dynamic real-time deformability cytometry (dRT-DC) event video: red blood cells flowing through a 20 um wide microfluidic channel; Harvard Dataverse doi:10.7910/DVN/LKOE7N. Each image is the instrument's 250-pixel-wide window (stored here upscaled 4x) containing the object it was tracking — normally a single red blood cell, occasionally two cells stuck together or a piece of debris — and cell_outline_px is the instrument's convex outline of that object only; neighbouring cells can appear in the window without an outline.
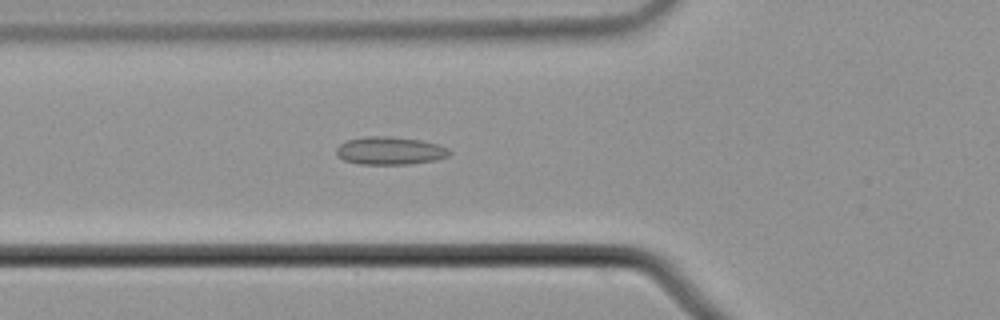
{"species": "common noctule bat (a hibernating species)", "species_latin": "Nyctalus noctula", "temperature_condition": "cold", "stored_images_in_passage": 40, "camera_frame_rate_fps": 3000, "um_per_image_px": 0.085, "animal": {"sex": "male", "body_mass_g": 21.5, "forearm_length_mm": 52.0}, "frame": {"image": 1, "passage_image": 10, "time_ms": 3.0, "image_size_px": [1000, 320], "cell_outline_px": [[452, 152], [448, 156], [436, 160], [408, 164], [360, 164], [344, 160], [336, 152], [336, 148], [340, 144], [348, 140], [364, 136], [388, 136], [420, 140], [436, 144], [448, 148]], "centroid_in_image_um": [33.16, 12.81], "position_along_channel_um": 92.6, "area_um2": 18.26}}
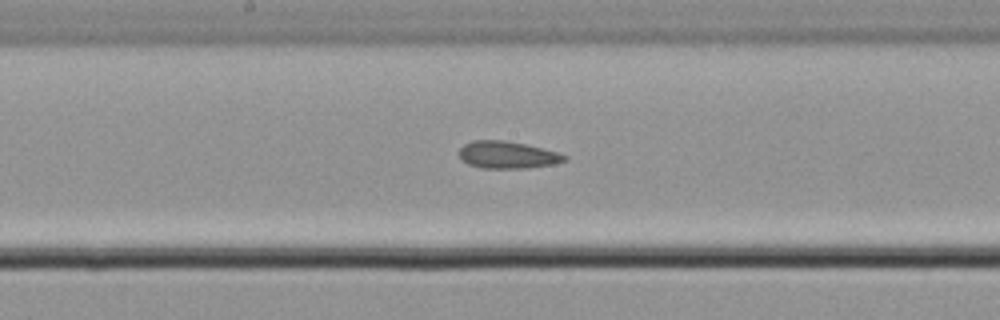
{"frame": {"image": 2, "passage_image": 19, "time_ms": 6.0, "image_size_px": [1000, 320], "cell_outline_px": [[568, 160], [552, 164], [528, 168], [480, 168], [468, 164], [460, 156], [460, 148], [464, 144], [472, 140], [504, 140], [524, 144], [556, 152], [568, 156]], "centroid_in_image_um": [43.12, 13.17], "position_along_channel_um": 205.1, "area_um2": 16.53}}
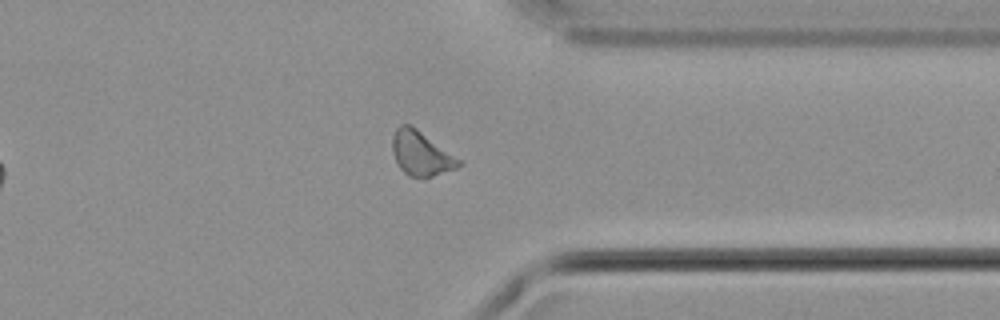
{"frame": {"image": 3, "passage_image": 33, "time_ms": 10.667, "image_size_px": [1000, 320], "cell_outline_px": [[464, 164], [456, 168], [432, 176], [408, 176], [396, 164], [392, 152], [392, 136], [396, 128], [400, 124], [408, 124], [416, 128], [460, 160]], "centroid_in_image_um": [35.74, 13.04], "position_along_channel_um": 375.7, "area_um2": 16.88}}